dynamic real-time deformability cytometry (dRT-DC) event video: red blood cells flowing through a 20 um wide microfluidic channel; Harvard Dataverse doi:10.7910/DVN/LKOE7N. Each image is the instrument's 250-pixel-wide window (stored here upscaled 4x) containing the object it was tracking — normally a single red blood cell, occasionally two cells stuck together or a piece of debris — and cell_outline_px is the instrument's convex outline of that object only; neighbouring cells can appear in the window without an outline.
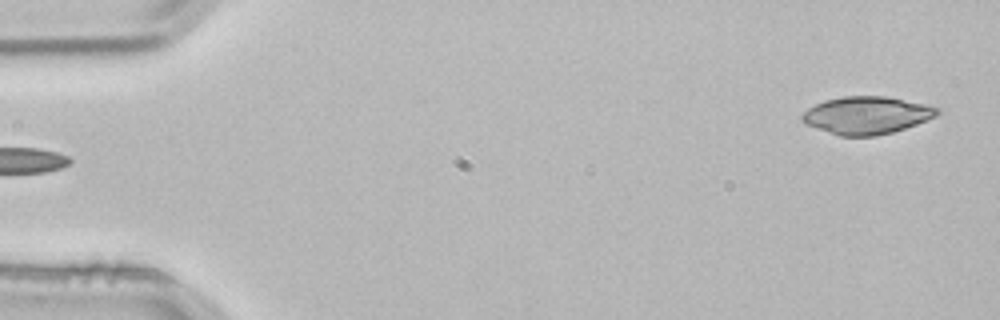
{"species": "common noctule bat (a hibernating species)", "species_latin": "Nyctalus noctula", "temperature_condition": "room temperature", "stored_images_in_passage": 3, "segment_of_instrument_passage": [2, 2], "camera_frame_rate_fps": 3000, "um_per_image_px": 0.085, "animal": {"sex": "male", "body_mass_g": 21.5, "forearm_length_mm": 52.0}, "frame": {"image": 1, "passage_image": 3, "time_ms": 0.667, "image_size_px": [1000, 320], "cell_outline_px": [[940, 112], [936, 116], [916, 124], [892, 132], [876, 136], [840, 136], [804, 124], [800, 120], [800, 116], [808, 108], [824, 100], [844, 96], [888, 96], [924, 104], [940, 108]], "centroid_in_image_um": [73.64, 9.79], "position_along_channel_um": 11.4, "area_um2": 29.59}}